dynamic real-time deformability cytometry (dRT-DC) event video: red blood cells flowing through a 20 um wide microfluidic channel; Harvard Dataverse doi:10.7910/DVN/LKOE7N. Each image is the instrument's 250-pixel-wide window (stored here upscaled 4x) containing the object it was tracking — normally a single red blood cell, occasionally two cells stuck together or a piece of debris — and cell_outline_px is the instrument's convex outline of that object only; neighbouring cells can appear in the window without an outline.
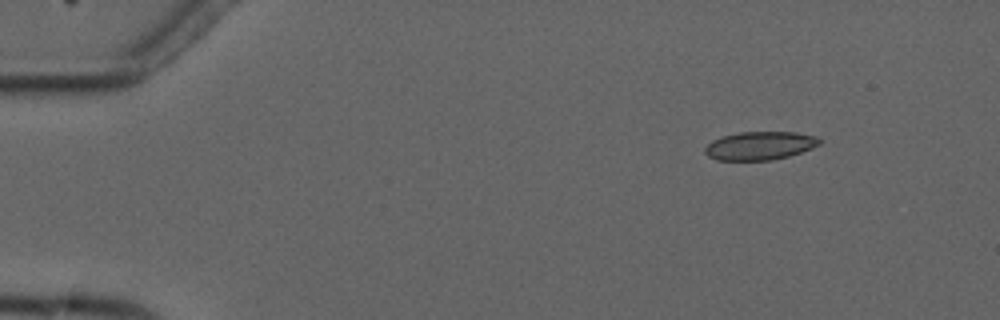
{"species": "common noctule bat (a hibernating species)", "species_latin": "Nyctalus noctula", "temperature_condition": "cold", "stored_images_in_passage": 4, "camera_frame_rate_fps": 3000, "um_per_image_px": 0.085, "animal": {"sex": "male", "forearm_length_mm": 52.5}, "frame": {"image": 1, "passage_image": 1, "time_ms": 0.0, "image_size_px": [1000, 320], "cell_outline_px": [[824, 140], [820, 144], [812, 148], [788, 156], [772, 160], [716, 160], [708, 156], [704, 152], [704, 148], [712, 140], [724, 136], [740, 132], [796, 132], [816, 136]], "centroid_in_image_um": [64.61, 12.38], "position_along_channel_um": 20.4, "area_um2": 18.96}}